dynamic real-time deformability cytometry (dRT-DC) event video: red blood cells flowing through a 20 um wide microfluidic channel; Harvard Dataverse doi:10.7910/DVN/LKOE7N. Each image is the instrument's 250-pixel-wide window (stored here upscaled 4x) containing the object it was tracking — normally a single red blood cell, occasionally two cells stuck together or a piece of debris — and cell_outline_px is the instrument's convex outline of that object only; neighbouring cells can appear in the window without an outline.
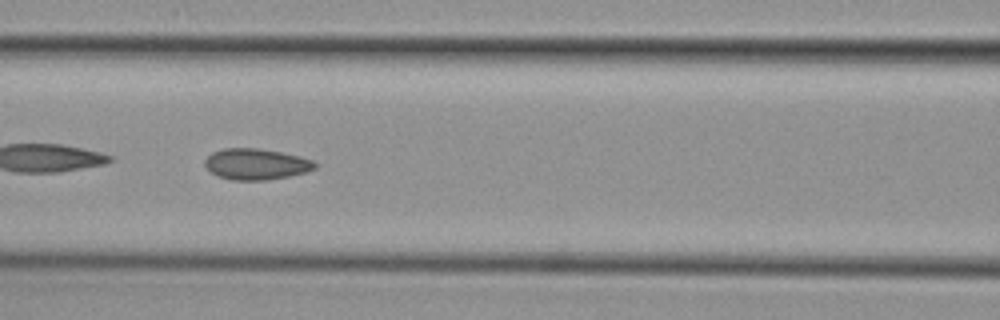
{"species": "common noctule bat (a hibernating species)", "species_latin": "Nyctalus noctula", "temperature_condition": "cold", "stored_images_in_passage": 53, "camera_frame_rate_fps": 3000, "um_per_image_px": 0.085, "animal": {"sex": "female", "body_mass_g": 29.2, "forearm_length_mm": 56.3}, "frame": {"image": 1, "passage_image": 23, "time_ms": 7.333, "image_size_px": [1000, 320], "cell_outline_px": [[316, 168], [304, 172], [288, 176], [268, 180], [232, 180], [216, 176], [204, 164], [204, 160], [212, 152], [224, 148], [256, 148], [280, 152], [300, 156], [312, 160], [316, 164]], "centroid_in_image_um": [21.74, 13.95], "position_along_channel_um": 144.9, "area_um2": 19.83}, "authors_computed_cell_mechanics": {"area_um2": 19.7098, "velocity_mm_per_s": 3.8168, "shape_relaxation_time_tau1_ms": null, "shape_relaxation_time_tau2_ms": 2.4527, "deformation_change_tau1": null, "deformation_change_tau2": 0.0757}}